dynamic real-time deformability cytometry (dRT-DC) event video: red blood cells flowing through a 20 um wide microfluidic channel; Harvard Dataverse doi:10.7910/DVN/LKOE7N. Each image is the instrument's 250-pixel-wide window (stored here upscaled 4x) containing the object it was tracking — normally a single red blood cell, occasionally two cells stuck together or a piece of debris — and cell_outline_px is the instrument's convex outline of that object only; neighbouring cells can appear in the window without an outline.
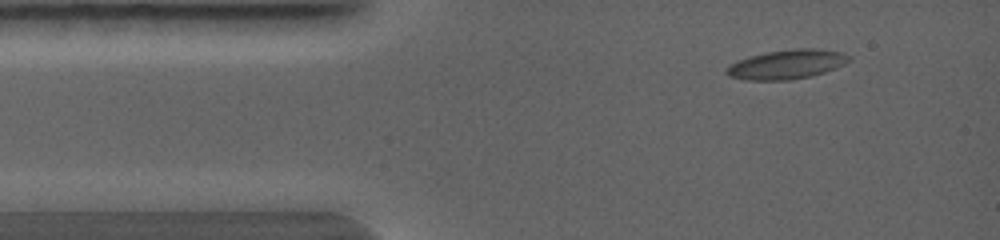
{"species": "common noctule bat (a hibernating species)", "species_latin": "Nyctalus noctula", "temperature_condition": "warm", "stored_images_in_passage": 4, "camera_frame_rate_fps": 5000, "um_per_image_px": 0.085, "animal": {"sex": "female", "body_mass_g": 19.0, "forearm_length_mm": 56.7}, "frame": {"image": 1, "passage_image": 1, "time_ms": 0.0, "image_size_px": [1000, 240], "cell_outline_px": [[852, 60], [836, 68], [812, 76], [788, 80], [744, 80], [728, 76], [724, 72], [724, 68], [736, 60], [768, 52], [792, 48], [816, 48], [844, 52], [852, 56]], "centroid_in_image_um": [66.89, 5.47], "position_along_channel_um": 18.1, "area_um2": 21.27}}
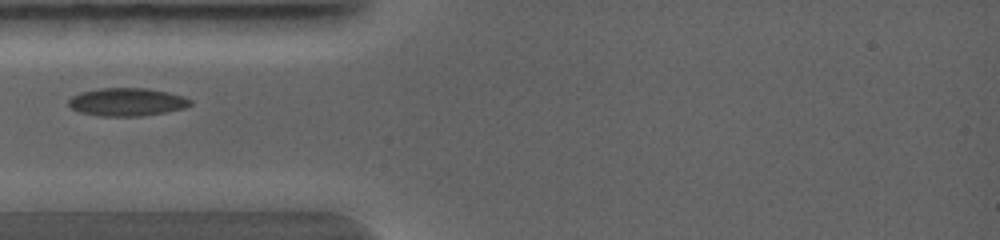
{"frame": {"image": 2, "passage_image": 4, "time_ms": 1.6, "image_size_px": [1000, 240], "cell_outline_px": [[192, 104], [184, 108], [164, 112], [140, 116], [100, 116], [80, 112], [72, 108], [68, 104], [68, 100], [72, 96], [80, 92], [100, 88], [148, 88], [168, 92], [184, 96], [192, 100]], "centroid_in_image_um": [10.8, 8.66], "position_along_channel_um": 74.2, "area_um2": 19.88}}